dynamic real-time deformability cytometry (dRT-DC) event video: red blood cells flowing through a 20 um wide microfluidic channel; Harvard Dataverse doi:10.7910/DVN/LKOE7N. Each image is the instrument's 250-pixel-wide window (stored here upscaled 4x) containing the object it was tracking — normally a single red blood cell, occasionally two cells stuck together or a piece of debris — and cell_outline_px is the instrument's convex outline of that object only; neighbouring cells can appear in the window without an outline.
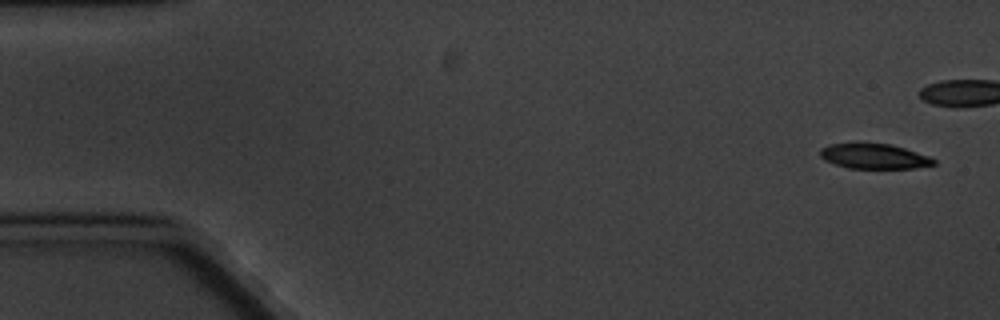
{"species": "common noctule bat (a hibernating species)", "species_latin": "Nyctalus noctula", "temperature_condition": "cold", "stored_images_in_passage": 6, "camera_frame_rate_fps": 3000, "um_per_image_px": 0.085, "animal": {"sex": "male", "body_mass_g": 20.1, "forearm_length_mm": 53.5}, "frame": {"image": 1, "passage_image": 1, "time_ms": 0.0, "image_size_px": [1000, 320], "cell_outline_px": [[936, 164], [912, 168], [848, 168], [824, 160], [820, 156], [820, 148], [832, 144], [892, 144], [928, 156], [936, 160]], "centroid_in_image_um": [74.3, 13.29], "position_along_channel_um": 10.7, "area_um2": 16.24}}